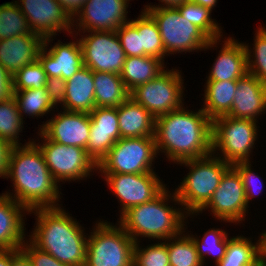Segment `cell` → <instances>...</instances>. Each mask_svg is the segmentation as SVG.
Listing matches in <instances>:
<instances>
[{
  "instance_id": "cell-8",
  "label": "cell",
  "mask_w": 266,
  "mask_h": 266,
  "mask_svg": "<svg viewBox=\"0 0 266 266\" xmlns=\"http://www.w3.org/2000/svg\"><path fill=\"white\" fill-rule=\"evenodd\" d=\"M156 21L167 57L219 49V39L211 40L200 28L183 18L177 8L148 9Z\"/></svg>"
},
{
  "instance_id": "cell-22",
  "label": "cell",
  "mask_w": 266,
  "mask_h": 266,
  "mask_svg": "<svg viewBox=\"0 0 266 266\" xmlns=\"http://www.w3.org/2000/svg\"><path fill=\"white\" fill-rule=\"evenodd\" d=\"M43 42L44 38L36 33L0 41V64L14 76L22 67L37 61Z\"/></svg>"
},
{
  "instance_id": "cell-52",
  "label": "cell",
  "mask_w": 266,
  "mask_h": 266,
  "mask_svg": "<svg viewBox=\"0 0 266 266\" xmlns=\"http://www.w3.org/2000/svg\"><path fill=\"white\" fill-rule=\"evenodd\" d=\"M252 266H258V260Z\"/></svg>"
},
{
  "instance_id": "cell-16",
  "label": "cell",
  "mask_w": 266,
  "mask_h": 266,
  "mask_svg": "<svg viewBox=\"0 0 266 266\" xmlns=\"http://www.w3.org/2000/svg\"><path fill=\"white\" fill-rule=\"evenodd\" d=\"M14 2L28 20L31 30L43 38L59 36L58 32L67 33V36L72 33V17L58 0H14Z\"/></svg>"
},
{
  "instance_id": "cell-34",
  "label": "cell",
  "mask_w": 266,
  "mask_h": 266,
  "mask_svg": "<svg viewBox=\"0 0 266 266\" xmlns=\"http://www.w3.org/2000/svg\"><path fill=\"white\" fill-rule=\"evenodd\" d=\"M183 18L200 28L211 40L223 38V29L217 20L212 19V10L190 1L177 7Z\"/></svg>"
},
{
  "instance_id": "cell-29",
  "label": "cell",
  "mask_w": 266,
  "mask_h": 266,
  "mask_svg": "<svg viewBox=\"0 0 266 266\" xmlns=\"http://www.w3.org/2000/svg\"><path fill=\"white\" fill-rule=\"evenodd\" d=\"M96 107H119L130 97L120 74L93 71Z\"/></svg>"
},
{
  "instance_id": "cell-6",
  "label": "cell",
  "mask_w": 266,
  "mask_h": 266,
  "mask_svg": "<svg viewBox=\"0 0 266 266\" xmlns=\"http://www.w3.org/2000/svg\"><path fill=\"white\" fill-rule=\"evenodd\" d=\"M258 122L228 115L213 119L212 154L230 165L251 162L260 134Z\"/></svg>"
},
{
  "instance_id": "cell-48",
  "label": "cell",
  "mask_w": 266,
  "mask_h": 266,
  "mask_svg": "<svg viewBox=\"0 0 266 266\" xmlns=\"http://www.w3.org/2000/svg\"><path fill=\"white\" fill-rule=\"evenodd\" d=\"M12 249H0V266H11Z\"/></svg>"
},
{
  "instance_id": "cell-4",
  "label": "cell",
  "mask_w": 266,
  "mask_h": 266,
  "mask_svg": "<svg viewBox=\"0 0 266 266\" xmlns=\"http://www.w3.org/2000/svg\"><path fill=\"white\" fill-rule=\"evenodd\" d=\"M167 187L151 201L131 207L118 218L117 223L135 243L142 238L150 239V243L165 241L184 231L188 214L173 189L171 192Z\"/></svg>"
},
{
  "instance_id": "cell-40",
  "label": "cell",
  "mask_w": 266,
  "mask_h": 266,
  "mask_svg": "<svg viewBox=\"0 0 266 266\" xmlns=\"http://www.w3.org/2000/svg\"><path fill=\"white\" fill-rule=\"evenodd\" d=\"M252 163L253 161L238 162L232 165L242 179L248 207H250V201H253L255 197L257 198V196H260L265 191L263 179L260 177V174L254 172L256 170H253Z\"/></svg>"
},
{
  "instance_id": "cell-42",
  "label": "cell",
  "mask_w": 266,
  "mask_h": 266,
  "mask_svg": "<svg viewBox=\"0 0 266 266\" xmlns=\"http://www.w3.org/2000/svg\"><path fill=\"white\" fill-rule=\"evenodd\" d=\"M21 250L27 255L32 266H70L59 262L55 257L36 247L28 238Z\"/></svg>"
},
{
  "instance_id": "cell-11",
  "label": "cell",
  "mask_w": 266,
  "mask_h": 266,
  "mask_svg": "<svg viewBox=\"0 0 266 266\" xmlns=\"http://www.w3.org/2000/svg\"><path fill=\"white\" fill-rule=\"evenodd\" d=\"M182 71L166 68L156 78L137 86L130 98L141 104L154 118L169 113L185 104V85Z\"/></svg>"
},
{
  "instance_id": "cell-35",
  "label": "cell",
  "mask_w": 266,
  "mask_h": 266,
  "mask_svg": "<svg viewBox=\"0 0 266 266\" xmlns=\"http://www.w3.org/2000/svg\"><path fill=\"white\" fill-rule=\"evenodd\" d=\"M170 266H204L192 238L183 231L167 239Z\"/></svg>"
},
{
  "instance_id": "cell-10",
  "label": "cell",
  "mask_w": 266,
  "mask_h": 266,
  "mask_svg": "<svg viewBox=\"0 0 266 266\" xmlns=\"http://www.w3.org/2000/svg\"><path fill=\"white\" fill-rule=\"evenodd\" d=\"M158 157L154 137L120 138L97 165L96 173L155 172Z\"/></svg>"
},
{
  "instance_id": "cell-36",
  "label": "cell",
  "mask_w": 266,
  "mask_h": 266,
  "mask_svg": "<svg viewBox=\"0 0 266 266\" xmlns=\"http://www.w3.org/2000/svg\"><path fill=\"white\" fill-rule=\"evenodd\" d=\"M30 33L34 32L14 1L0 4V41Z\"/></svg>"
},
{
  "instance_id": "cell-25",
  "label": "cell",
  "mask_w": 266,
  "mask_h": 266,
  "mask_svg": "<svg viewBox=\"0 0 266 266\" xmlns=\"http://www.w3.org/2000/svg\"><path fill=\"white\" fill-rule=\"evenodd\" d=\"M117 113L120 138L154 137V116L132 98L117 107Z\"/></svg>"
},
{
  "instance_id": "cell-41",
  "label": "cell",
  "mask_w": 266,
  "mask_h": 266,
  "mask_svg": "<svg viewBox=\"0 0 266 266\" xmlns=\"http://www.w3.org/2000/svg\"><path fill=\"white\" fill-rule=\"evenodd\" d=\"M116 32L126 57L141 56L140 35L130 22L122 24Z\"/></svg>"
},
{
  "instance_id": "cell-37",
  "label": "cell",
  "mask_w": 266,
  "mask_h": 266,
  "mask_svg": "<svg viewBox=\"0 0 266 266\" xmlns=\"http://www.w3.org/2000/svg\"><path fill=\"white\" fill-rule=\"evenodd\" d=\"M254 32L253 46L243 42L247 55L248 73L266 85V25L257 26Z\"/></svg>"
},
{
  "instance_id": "cell-7",
  "label": "cell",
  "mask_w": 266,
  "mask_h": 266,
  "mask_svg": "<svg viewBox=\"0 0 266 266\" xmlns=\"http://www.w3.org/2000/svg\"><path fill=\"white\" fill-rule=\"evenodd\" d=\"M88 233L85 266H133L135 242L118 224L96 220Z\"/></svg>"
},
{
  "instance_id": "cell-30",
  "label": "cell",
  "mask_w": 266,
  "mask_h": 266,
  "mask_svg": "<svg viewBox=\"0 0 266 266\" xmlns=\"http://www.w3.org/2000/svg\"><path fill=\"white\" fill-rule=\"evenodd\" d=\"M129 22L138 30V35H140L141 56L156 57L167 65L165 62L167 54L158 25L153 17L147 11L142 10L138 17L132 18Z\"/></svg>"
},
{
  "instance_id": "cell-5",
  "label": "cell",
  "mask_w": 266,
  "mask_h": 266,
  "mask_svg": "<svg viewBox=\"0 0 266 266\" xmlns=\"http://www.w3.org/2000/svg\"><path fill=\"white\" fill-rule=\"evenodd\" d=\"M177 165L189 170L177 188L173 189L188 215H196L209 202L223 174L232 166L212 153Z\"/></svg>"
},
{
  "instance_id": "cell-51",
  "label": "cell",
  "mask_w": 266,
  "mask_h": 266,
  "mask_svg": "<svg viewBox=\"0 0 266 266\" xmlns=\"http://www.w3.org/2000/svg\"><path fill=\"white\" fill-rule=\"evenodd\" d=\"M263 232V245H264V252L266 253V229Z\"/></svg>"
},
{
  "instance_id": "cell-15",
  "label": "cell",
  "mask_w": 266,
  "mask_h": 266,
  "mask_svg": "<svg viewBox=\"0 0 266 266\" xmlns=\"http://www.w3.org/2000/svg\"><path fill=\"white\" fill-rule=\"evenodd\" d=\"M129 1L87 0L72 18V32L117 30L131 19L127 16Z\"/></svg>"
},
{
  "instance_id": "cell-18",
  "label": "cell",
  "mask_w": 266,
  "mask_h": 266,
  "mask_svg": "<svg viewBox=\"0 0 266 266\" xmlns=\"http://www.w3.org/2000/svg\"><path fill=\"white\" fill-rule=\"evenodd\" d=\"M53 116L38 125L49 140L66 146H77L86 149L90 136V115L85 112L55 110ZM40 126V127H39Z\"/></svg>"
},
{
  "instance_id": "cell-9",
  "label": "cell",
  "mask_w": 266,
  "mask_h": 266,
  "mask_svg": "<svg viewBox=\"0 0 266 266\" xmlns=\"http://www.w3.org/2000/svg\"><path fill=\"white\" fill-rule=\"evenodd\" d=\"M36 133L38 137L33 138V142L40 148L48 169L59 185L87 180L97 171V164L84 148L66 146L49 140L41 131Z\"/></svg>"
},
{
  "instance_id": "cell-39",
  "label": "cell",
  "mask_w": 266,
  "mask_h": 266,
  "mask_svg": "<svg viewBox=\"0 0 266 266\" xmlns=\"http://www.w3.org/2000/svg\"><path fill=\"white\" fill-rule=\"evenodd\" d=\"M47 80L48 76L37 60L32 64L22 67L12 76L13 90L44 88Z\"/></svg>"
},
{
  "instance_id": "cell-43",
  "label": "cell",
  "mask_w": 266,
  "mask_h": 266,
  "mask_svg": "<svg viewBox=\"0 0 266 266\" xmlns=\"http://www.w3.org/2000/svg\"><path fill=\"white\" fill-rule=\"evenodd\" d=\"M45 88L52 102L60 108L65 98L66 80H63L62 78L49 77Z\"/></svg>"
},
{
  "instance_id": "cell-47",
  "label": "cell",
  "mask_w": 266,
  "mask_h": 266,
  "mask_svg": "<svg viewBox=\"0 0 266 266\" xmlns=\"http://www.w3.org/2000/svg\"><path fill=\"white\" fill-rule=\"evenodd\" d=\"M11 266H32L29 258L21 249H12Z\"/></svg>"
},
{
  "instance_id": "cell-28",
  "label": "cell",
  "mask_w": 266,
  "mask_h": 266,
  "mask_svg": "<svg viewBox=\"0 0 266 266\" xmlns=\"http://www.w3.org/2000/svg\"><path fill=\"white\" fill-rule=\"evenodd\" d=\"M259 238L245 237L242 234L233 236L227 245L222 260L216 266H252L264 251L263 232ZM254 241V242H253Z\"/></svg>"
},
{
  "instance_id": "cell-21",
  "label": "cell",
  "mask_w": 266,
  "mask_h": 266,
  "mask_svg": "<svg viewBox=\"0 0 266 266\" xmlns=\"http://www.w3.org/2000/svg\"><path fill=\"white\" fill-rule=\"evenodd\" d=\"M266 114V85L247 73L237 80L229 117L258 121ZM260 116V117H259Z\"/></svg>"
},
{
  "instance_id": "cell-17",
  "label": "cell",
  "mask_w": 266,
  "mask_h": 266,
  "mask_svg": "<svg viewBox=\"0 0 266 266\" xmlns=\"http://www.w3.org/2000/svg\"><path fill=\"white\" fill-rule=\"evenodd\" d=\"M72 39L69 42H52L55 37L44 38L43 47L38 54V61L46 72L48 78L70 79L83 64V53L78 36L69 34ZM54 38V39H53ZM51 43H54L52 45ZM50 45V46H49Z\"/></svg>"
},
{
  "instance_id": "cell-38",
  "label": "cell",
  "mask_w": 266,
  "mask_h": 266,
  "mask_svg": "<svg viewBox=\"0 0 266 266\" xmlns=\"http://www.w3.org/2000/svg\"><path fill=\"white\" fill-rule=\"evenodd\" d=\"M140 243L134 246L133 266H170L167 240L155 241L147 246Z\"/></svg>"
},
{
  "instance_id": "cell-46",
  "label": "cell",
  "mask_w": 266,
  "mask_h": 266,
  "mask_svg": "<svg viewBox=\"0 0 266 266\" xmlns=\"http://www.w3.org/2000/svg\"><path fill=\"white\" fill-rule=\"evenodd\" d=\"M159 4L151 5L152 3H147L142 9L147 11L148 9H162V8H177L178 6L183 5L185 2L189 0H158ZM161 2V3H160Z\"/></svg>"
},
{
  "instance_id": "cell-14",
  "label": "cell",
  "mask_w": 266,
  "mask_h": 266,
  "mask_svg": "<svg viewBox=\"0 0 266 266\" xmlns=\"http://www.w3.org/2000/svg\"><path fill=\"white\" fill-rule=\"evenodd\" d=\"M120 203V217L131 207L154 199L166 186L156 172L144 174L98 173Z\"/></svg>"
},
{
  "instance_id": "cell-13",
  "label": "cell",
  "mask_w": 266,
  "mask_h": 266,
  "mask_svg": "<svg viewBox=\"0 0 266 266\" xmlns=\"http://www.w3.org/2000/svg\"><path fill=\"white\" fill-rule=\"evenodd\" d=\"M72 33L79 35L84 66L92 71L120 74L126 55L116 30Z\"/></svg>"
},
{
  "instance_id": "cell-27",
  "label": "cell",
  "mask_w": 266,
  "mask_h": 266,
  "mask_svg": "<svg viewBox=\"0 0 266 266\" xmlns=\"http://www.w3.org/2000/svg\"><path fill=\"white\" fill-rule=\"evenodd\" d=\"M201 109L213 120L231 111L237 81H206Z\"/></svg>"
},
{
  "instance_id": "cell-2",
  "label": "cell",
  "mask_w": 266,
  "mask_h": 266,
  "mask_svg": "<svg viewBox=\"0 0 266 266\" xmlns=\"http://www.w3.org/2000/svg\"><path fill=\"white\" fill-rule=\"evenodd\" d=\"M6 179H11L13 189L3 194L13 198L28 211L63 205L60 200L63 198L62 186L53 178L40 148L33 141L12 147Z\"/></svg>"
},
{
  "instance_id": "cell-45",
  "label": "cell",
  "mask_w": 266,
  "mask_h": 266,
  "mask_svg": "<svg viewBox=\"0 0 266 266\" xmlns=\"http://www.w3.org/2000/svg\"><path fill=\"white\" fill-rule=\"evenodd\" d=\"M7 141L0 139V178L6 179L9 155L12 149Z\"/></svg>"
},
{
  "instance_id": "cell-20",
  "label": "cell",
  "mask_w": 266,
  "mask_h": 266,
  "mask_svg": "<svg viewBox=\"0 0 266 266\" xmlns=\"http://www.w3.org/2000/svg\"><path fill=\"white\" fill-rule=\"evenodd\" d=\"M219 45L222 46L205 81H237L244 77L248 73L244 43L229 35L219 38Z\"/></svg>"
},
{
  "instance_id": "cell-26",
  "label": "cell",
  "mask_w": 266,
  "mask_h": 266,
  "mask_svg": "<svg viewBox=\"0 0 266 266\" xmlns=\"http://www.w3.org/2000/svg\"><path fill=\"white\" fill-rule=\"evenodd\" d=\"M166 66L161 59L153 56L126 57L120 77L131 92L137 86L156 78L167 68Z\"/></svg>"
},
{
  "instance_id": "cell-12",
  "label": "cell",
  "mask_w": 266,
  "mask_h": 266,
  "mask_svg": "<svg viewBox=\"0 0 266 266\" xmlns=\"http://www.w3.org/2000/svg\"><path fill=\"white\" fill-rule=\"evenodd\" d=\"M248 208L242 179L237 170L231 166L223 174L220 185L209 202L196 215L188 217L197 218V215L208 209L211 216L213 215L218 221L221 220L220 222L241 225L249 213Z\"/></svg>"
},
{
  "instance_id": "cell-50",
  "label": "cell",
  "mask_w": 266,
  "mask_h": 266,
  "mask_svg": "<svg viewBox=\"0 0 266 266\" xmlns=\"http://www.w3.org/2000/svg\"><path fill=\"white\" fill-rule=\"evenodd\" d=\"M258 266H266V253L264 251L258 259Z\"/></svg>"
},
{
  "instance_id": "cell-31",
  "label": "cell",
  "mask_w": 266,
  "mask_h": 266,
  "mask_svg": "<svg viewBox=\"0 0 266 266\" xmlns=\"http://www.w3.org/2000/svg\"><path fill=\"white\" fill-rule=\"evenodd\" d=\"M18 110L23 119L26 118H42L49 113L55 112L57 106L50 99L46 88L13 90ZM52 111V112H51Z\"/></svg>"
},
{
  "instance_id": "cell-33",
  "label": "cell",
  "mask_w": 266,
  "mask_h": 266,
  "mask_svg": "<svg viewBox=\"0 0 266 266\" xmlns=\"http://www.w3.org/2000/svg\"><path fill=\"white\" fill-rule=\"evenodd\" d=\"M25 120L20 115L17 102L12 96L0 101V139L7 141L12 146L29 144L33 138L22 144L19 135L22 136Z\"/></svg>"
},
{
  "instance_id": "cell-44",
  "label": "cell",
  "mask_w": 266,
  "mask_h": 266,
  "mask_svg": "<svg viewBox=\"0 0 266 266\" xmlns=\"http://www.w3.org/2000/svg\"><path fill=\"white\" fill-rule=\"evenodd\" d=\"M13 96L12 76L0 64V101L7 100Z\"/></svg>"
},
{
  "instance_id": "cell-49",
  "label": "cell",
  "mask_w": 266,
  "mask_h": 266,
  "mask_svg": "<svg viewBox=\"0 0 266 266\" xmlns=\"http://www.w3.org/2000/svg\"><path fill=\"white\" fill-rule=\"evenodd\" d=\"M192 3H196L199 4L203 7H207L209 9H211L212 11L214 10V8L216 7L218 0H189Z\"/></svg>"
},
{
  "instance_id": "cell-23",
  "label": "cell",
  "mask_w": 266,
  "mask_h": 266,
  "mask_svg": "<svg viewBox=\"0 0 266 266\" xmlns=\"http://www.w3.org/2000/svg\"><path fill=\"white\" fill-rule=\"evenodd\" d=\"M27 214L23 205L0 194V249H21L28 236L24 220Z\"/></svg>"
},
{
  "instance_id": "cell-1",
  "label": "cell",
  "mask_w": 266,
  "mask_h": 266,
  "mask_svg": "<svg viewBox=\"0 0 266 266\" xmlns=\"http://www.w3.org/2000/svg\"><path fill=\"white\" fill-rule=\"evenodd\" d=\"M185 106L155 118L157 154L173 164L212 153V120L201 107L192 111Z\"/></svg>"
},
{
  "instance_id": "cell-32",
  "label": "cell",
  "mask_w": 266,
  "mask_h": 266,
  "mask_svg": "<svg viewBox=\"0 0 266 266\" xmlns=\"http://www.w3.org/2000/svg\"><path fill=\"white\" fill-rule=\"evenodd\" d=\"M188 220H186V226L184 231L192 238L195 246L197 253L199 255V258L202 260L203 265H207L206 259L207 256L213 257L214 258V265L219 263L222 258L225 255L226 248L228 245L229 240L232 238L229 236L227 231L221 228H211L208 229L204 234L202 235V238L200 235L198 236L193 235L191 231H188L187 227ZM187 229V231H186ZM191 232V233H189Z\"/></svg>"
},
{
  "instance_id": "cell-24",
  "label": "cell",
  "mask_w": 266,
  "mask_h": 266,
  "mask_svg": "<svg viewBox=\"0 0 266 266\" xmlns=\"http://www.w3.org/2000/svg\"><path fill=\"white\" fill-rule=\"evenodd\" d=\"M93 71L83 66L66 81L62 110L91 113L95 108Z\"/></svg>"
},
{
  "instance_id": "cell-19",
  "label": "cell",
  "mask_w": 266,
  "mask_h": 266,
  "mask_svg": "<svg viewBox=\"0 0 266 266\" xmlns=\"http://www.w3.org/2000/svg\"><path fill=\"white\" fill-rule=\"evenodd\" d=\"M90 136L87 154L98 165L120 139L117 108L96 107L90 114Z\"/></svg>"
},
{
  "instance_id": "cell-3",
  "label": "cell",
  "mask_w": 266,
  "mask_h": 266,
  "mask_svg": "<svg viewBox=\"0 0 266 266\" xmlns=\"http://www.w3.org/2000/svg\"><path fill=\"white\" fill-rule=\"evenodd\" d=\"M62 206L29 211V215L33 214L36 221L27 237L36 247L51 254L59 262L70 266H85L88 232Z\"/></svg>"
}]
</instances>
